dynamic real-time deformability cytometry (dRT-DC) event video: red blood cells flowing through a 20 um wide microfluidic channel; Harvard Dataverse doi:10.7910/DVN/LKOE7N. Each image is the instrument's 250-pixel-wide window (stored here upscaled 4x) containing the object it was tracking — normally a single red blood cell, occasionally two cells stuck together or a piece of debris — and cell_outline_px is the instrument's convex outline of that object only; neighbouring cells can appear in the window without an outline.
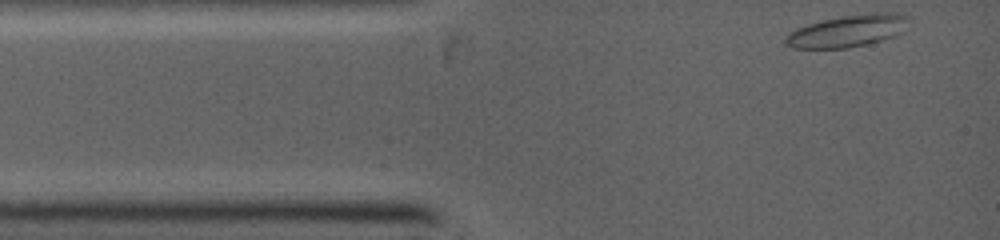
{"species": "common noctule bat (a hibernating species)", "species_latin": "Nyctalus noctula", "temperature_condition": "warm", "stored_images_in_passage": 17, "camera_frame_rate_fps": 5000, "um_per_image_px": 0.085, "animal": {"sex": "female", "body_mass_g": 19.0, "forearm_length_mm": 53.3}, "frame": {"image": 1, "passage_image": 1, "time_ms": 0.0, "image_size_px": [1000, 240], "cell_outline_px": [[912, 16], [892, 36], [880, 40], [848, 48], [792, 48], [784, 40], [784, 36], [788, 32], [796, 28], [808, 24], [824, 20], [844, 16], [876, 12], [896, 12]], "centroid_in_image_um": [71.98, 2.62], "position_along_channel_um": 13.0, "area_um2": 22.48}}
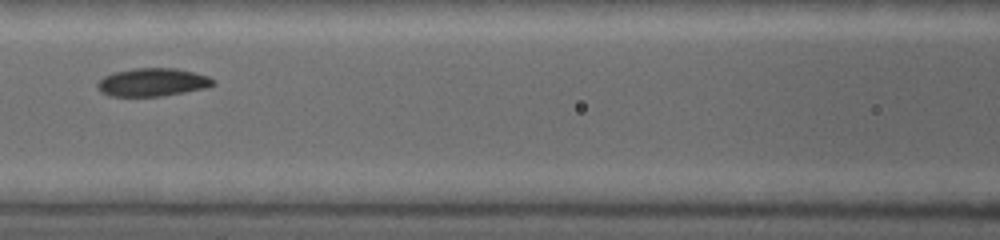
{"frame": {"image": 2, "passage_image": 11, "time_ms": 4.0, "image_size_px": [1000, 240], "cell_outline_px": [[216, 84], [204, 88], [184, 92], [160, 96], [108, 96], [100, 92], [96, 84], [104, 76], [112, 72], [136, 68], [176, 68], [208, 76], [216, 80]], "centroid_in_image_um": [12.94, 6.99], "position_along_channel_um": 153.7, "area_um2": 18.96}}
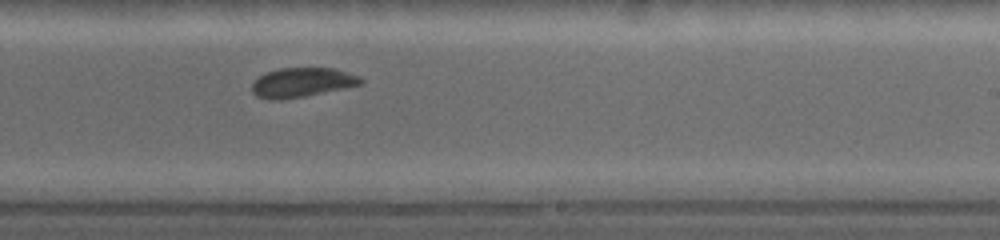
{"frame": {"image": 3, "passage_image": 17, "time_ms": 6.4, "image_size_px": [1000, 240], "cell_outline_px": [[364, 80], [360, 84], [344, 88], [304, 96], [280, 100], [268, 100], [256, 96], [252, 92], [252, 84], [260, 76], [268, 72], [280, 68], [332, 68], [360, 76]], "centroid_in_image_um": [25.65, 7.01], "position_along_channel_um": 263.3, "area_um2": 18.44}}